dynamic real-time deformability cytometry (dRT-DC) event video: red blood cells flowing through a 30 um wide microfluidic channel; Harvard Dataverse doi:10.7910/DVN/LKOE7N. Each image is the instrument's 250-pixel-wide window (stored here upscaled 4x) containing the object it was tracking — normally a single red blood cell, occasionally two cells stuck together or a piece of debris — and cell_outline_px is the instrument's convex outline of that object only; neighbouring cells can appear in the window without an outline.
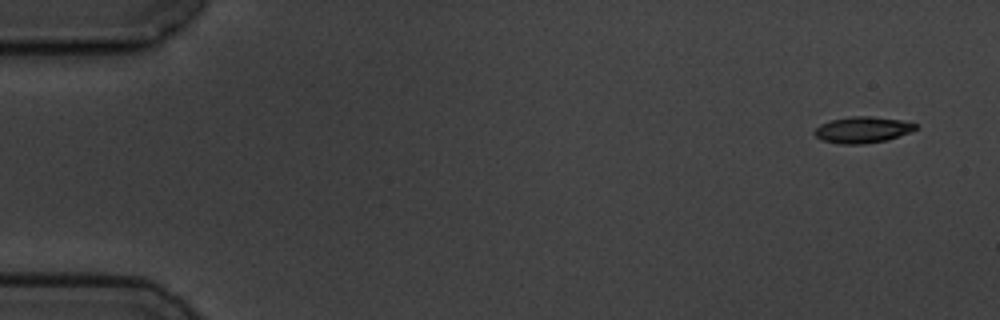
{"species": "common noctule bat (a hibernating species)", "species_latin": "Nyctalus noctula", "temperature_condition": "cold", "stored_images_in_passage": 5, "segment_of_instrument_passage": [1, 2], "camera_frame_rate_fps": 3000, "um_per_image_px": 0.085, "animal": {"sex": "male", "body_mass_g": 19.5, "forearm_length_mm": 54.6}, "frame": {"image": 1, "passage_image": 1, "time_ms": 0.0, "image_size_px": [1000, 320], "cell_outline_px": [[916, 128], [908, 132], [884, 140], [864, 144], [840, 144], [824, 140], [816, 136], [812, 132], [820, 124], [832, 120], [852, 116], [872, 116], [900, 120], [916, 124]], "centroid_in_image_um": [73.25, 11.02], "position_along_channel_um": 11.7, "area_um2": 15.09}}
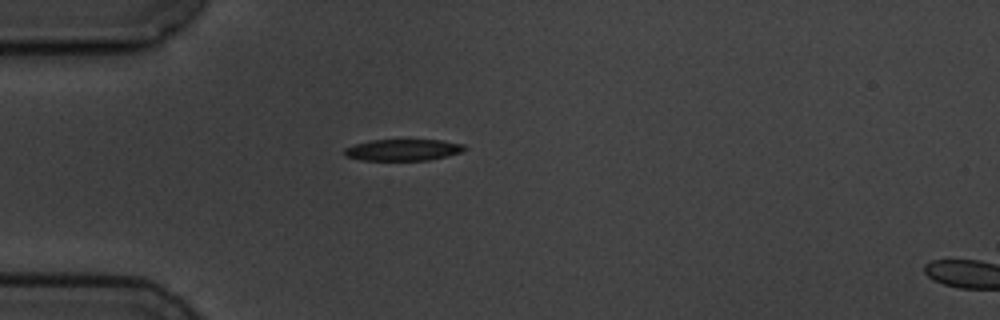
{"frame": {"image": 2, "passage_image": 4, "time_ms": 4.333, "image_size_px": [1000, 320], "cell_outline_px": [[468, 148], [460, 152], [428, 160], [360, 160], [344, 156], [344, 148], [356, 144], [372, 140], [444, 140], [464, 144]], "centroid_in_image_um": [34.25, 12.74], "position_along_channel_um": 50.8, "area_um2": 14.97}}